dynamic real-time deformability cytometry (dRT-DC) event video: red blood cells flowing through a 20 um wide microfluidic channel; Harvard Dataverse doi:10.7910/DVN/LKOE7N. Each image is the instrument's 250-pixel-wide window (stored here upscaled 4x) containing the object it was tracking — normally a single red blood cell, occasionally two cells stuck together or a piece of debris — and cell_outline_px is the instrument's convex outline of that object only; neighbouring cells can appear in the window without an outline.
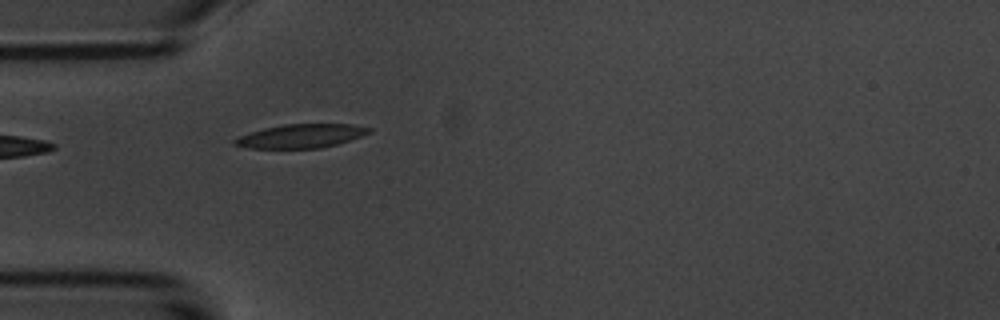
{"species": "common noctule bat (a hibernating species)", "species_latin": "Nyctalus noctula", "temperature_condition": "room temperature", "stored_images_in_passage": 1, "camera_frame_rate_fps": 3000, "um_per_image_px": 0.085, "animal": {"sex": "male", "body_mass_g": 20.1, "forearm_length_mm": 53.5}, "frame": {"image": 1, "passage_image": 1, "time_ms": 0.0, "image_size_px": [1000, 320], "cell_outline_px": [[372, 132], [336, 144], [320, 148], [248, 148], [232, 144], [232, 140], [248, 132], [264, 128], [284, 124], [352, 124], [372, 128]], "centroid_in_image_um": [25.55, 11.55], "position_along_channel_um": 59.4, "area_um2": 18.55}}